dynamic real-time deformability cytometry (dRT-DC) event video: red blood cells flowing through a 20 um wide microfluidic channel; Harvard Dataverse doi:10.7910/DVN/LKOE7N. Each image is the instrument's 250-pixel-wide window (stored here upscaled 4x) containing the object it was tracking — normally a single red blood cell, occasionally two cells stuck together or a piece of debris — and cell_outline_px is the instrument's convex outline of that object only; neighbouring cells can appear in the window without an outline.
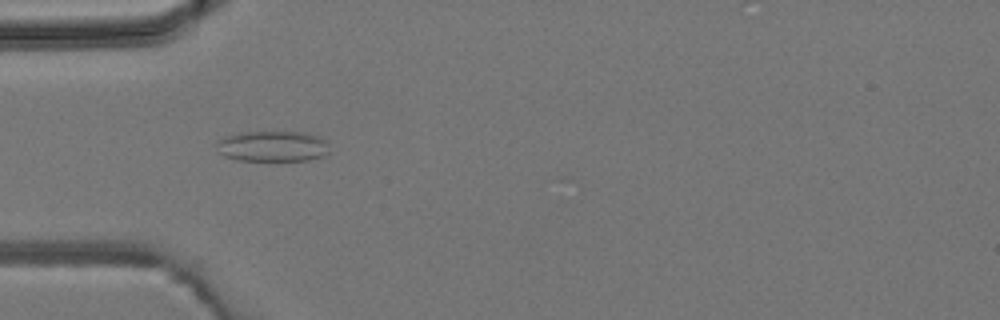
{"species": "common noctule bat (a hibernating species)", "species_latin": "Nyctalus noctula", "temperature_condition": "room temperature", "stored_images_in_passage": 3, "camera_frame_rate_fps": 3000, "um_per_image_px": 0.085, "animal": {"sex": "male", "body_mass_g": 19.2, "forearm_length_mm": 51.8}, "frame": {"image": 1, "passage_image": 3, "time_ms": 2.333, "image_size_px": [1000, 320], "cell_outline_px": [[328, 152], [324, 156], [308, 160], [240, 160], [224, 156], [216, 152], [216, 144], [224, 136], [240, 132], [264, 128], [300, 132], [316, 136], [328, 140]], "centroid_in_image_um": [23.13, 12.37], "position_along_channel_um": 61.9, "area_um2": 21.1}}